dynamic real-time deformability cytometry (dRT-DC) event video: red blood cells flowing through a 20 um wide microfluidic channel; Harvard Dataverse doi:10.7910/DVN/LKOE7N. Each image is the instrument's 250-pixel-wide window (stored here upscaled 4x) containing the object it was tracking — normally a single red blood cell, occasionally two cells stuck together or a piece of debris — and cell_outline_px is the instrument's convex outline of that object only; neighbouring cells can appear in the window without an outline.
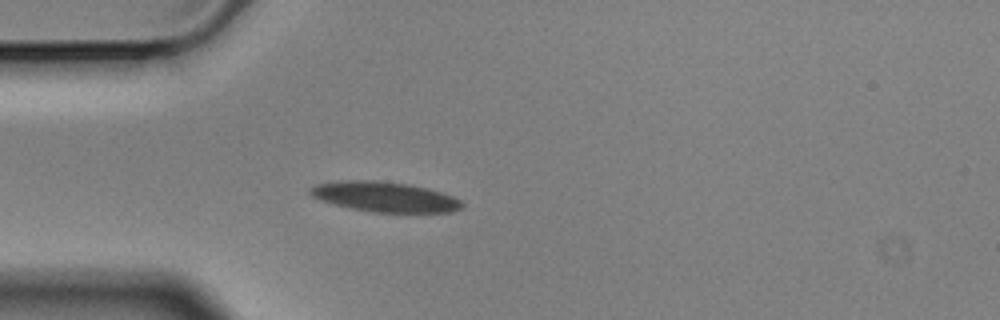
{"species": "Egyptian fruit bat (a non-hibernating species)", "species_latin": "Rousettus aegyptiacus", "temperature_condition": "cold", "stored_images_in_passage": 5, "camera_frame_rate_fps": 3000, "um_per_image_px": 0.085, "animal": {"sex": "male"}, "frame": {"image": 1, "passage_image": 5, "time_ms": 1.333, "image_size_px": [1000, 320], "cell_outline_px": [[464, 208], [452, 212], [372, 212], [352, 208], [336, 204], [312, 196], [308, 192], [308, 188], [316, 184], [336, 180], [376, 180], [408, 184], [428, 188], [452, 196], [460, 200], [464, 204]], "centroid_in_image_um": [32.71, 16.72], "position_along_channel_um": 52.3, "area_um2": 26.59}}